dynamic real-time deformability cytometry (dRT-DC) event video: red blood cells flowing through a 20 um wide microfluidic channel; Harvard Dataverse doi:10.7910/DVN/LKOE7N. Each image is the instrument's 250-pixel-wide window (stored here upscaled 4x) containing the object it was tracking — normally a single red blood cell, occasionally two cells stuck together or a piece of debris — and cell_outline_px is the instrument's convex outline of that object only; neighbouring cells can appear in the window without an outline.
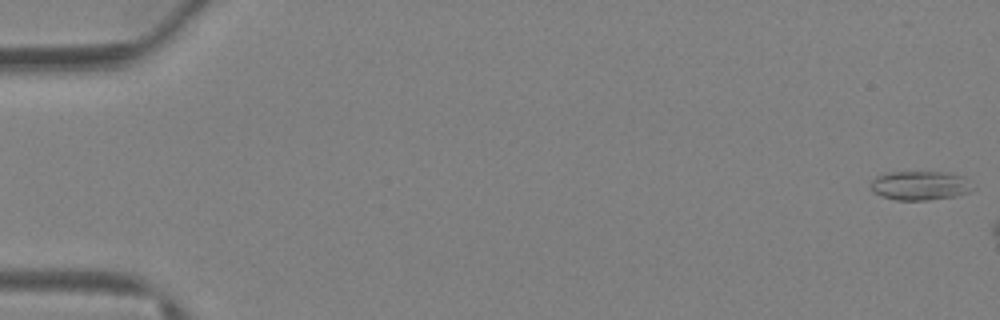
{"species": "Egyptian fruit bat (a non-hibernating species)", "species_latin": "Rousettus aegyptiacus", "temperature_condition": "warm", "stored_images_in_passage": 6, "camera_frame_rate_fps": 3000, "um_per_image_px": 0.085, "animal": {"sex": "female"}, "frame": {"image": 1, "passage_image": 1, "time_ms": 0.0, "image_size_px": [1000, 320], "cell_outline_px": [[976, 188], [968, 192], [956, 196], [924, 200], [896, 200], [880, 196], [872, 192], [872, 180], [876, 176], [884, 172], [948, 172], [964, 176]], "centroid_in_image_um": [78.21, 15.76], "position_along_channel_um": 6.8, "area_um2": 17.51}}